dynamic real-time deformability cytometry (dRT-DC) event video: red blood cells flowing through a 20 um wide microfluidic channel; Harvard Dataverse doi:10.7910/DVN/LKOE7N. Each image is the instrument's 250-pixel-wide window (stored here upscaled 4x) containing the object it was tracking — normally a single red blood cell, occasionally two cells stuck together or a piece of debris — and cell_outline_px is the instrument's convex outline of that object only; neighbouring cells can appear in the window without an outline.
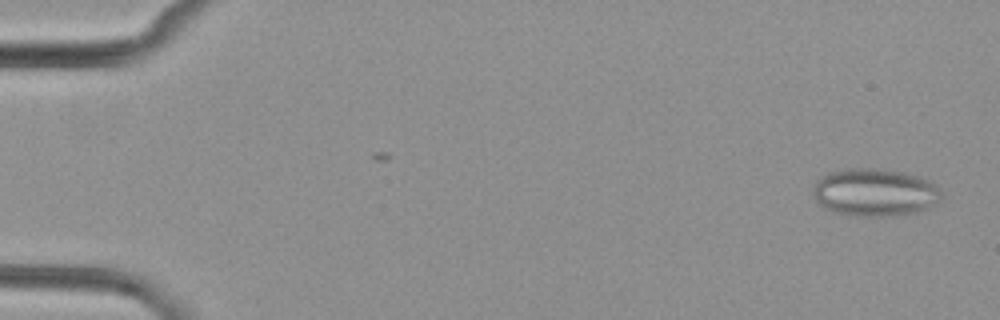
{"species": "common noctule bat (a hibernating species)", "species_latin": "Nyctalus noctula", "temperature_condition": "cold", "stored_images_in_passage": 2, "camera_frame_rate_fps": 3000, "um_per_image_px": 0.085, "animal": {"sex": "female", "body_mass_g": 29.2, "forearm_length_mm": 56.3}, "frame": {"image": 1, "passage_image": 2, "time_ms": 1.0, "image_size_px": [1000, 320], "cell_outline_px": [[940, 200], [928, 208], [916, 212], [896, 216], [856, 216], [832, 212], [820, 204], [816, 200], [812, 192], [816, 180], [828, 172], [848, 168], [884, 168], [908, 172], [936, 184], [940, 192]], "centroid_in_image_um": [74.35, 16.34], "position_along_channel_um": 10.7, "area_um2": 36.07}}